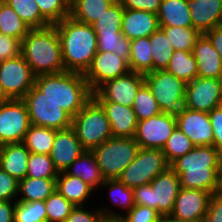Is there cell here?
I'll list each match as a JSON object with an SVG mask.
<instances>
[{"mask_svg": "<svg viewBox=\"0 0 222 222\" xmlns=\"http://www.w3.org/2000/svg\"><path fill=\"white\" fill-rule=\"evenodd\" d=\"M170 168L179 176L182 188L211 194L220 190L222 153L214 146H195L174 160Z\"/></svg>", "mask_w": 222, "mask_h": 222, "instance_id": "1", "label": "cell"}, {"mask_svg": "<svg viewBox=\"0 0 222 222\" xmlns=\"http://www.w3.org/2000/svg\"><path fill=\"white\" fill-rule=\"evenodd\" d=\"M54 25L61 41L65 71L84 74L98 51L97 35L92 26L78 22L71 16Z\"/></svg>", "mask_w": 222, "mask_h": 222, "instance_id": "2", "label": "cell"}, {"mask_svg": "<svg viewBox=\"0 0 222 222\" xmlns=\"http://www.w3.org/2000/svg\"><path fill=\"white\" fill-rule=\"evenodd\" d=\"M34 86L57 103L72 119L93 97L84 74L79 72L37 75Z\"/></svg>", "mask_w": 222, "mask_h": 222, "instance_id": "3", "label": "cell"}, {"mask_svg": "<svg viewBox=\"0 0 222 222\" xmlns=\"http://www.w3.org/2000/svg\"><path fill=\"white\" fill-rule=\"evenodd\" d=\"M21 55L36 76L65 71L55 25L30 29L21 41Z\"/></svg>", "mask_w": 222, "mask_h": 222, "instance_id": "4", "label": "cell"}, {"mask_svg": "<svg viewBox=\"0 0 222 222\" xmlns=\"http://www.w3.org/2000/svg\"><path fill=\"white\" fill-rule=\"evenodd\" d=\"M181 186L179 176L169 167L150 184L133 188L135 205L157 210L162 217L172 213Z\"/></svg>", "mask_w": 222, "mask_h": 222, "instance_id": "5", "label": "cell"}, {"mask_svg": "<svg viewBox=\"0 0 222 222\" xmlns=\"http://www.w3.org/2000/svg\"><path fill=\"white\" fill-rule=\"evenodd\" d=\"M71 127L82 147L88 151L113 137L104 108L94 97L74 116Z\"/></svg>", "mask_w": 222, "mask_h": 222, "instance_id": "6", "label": "cell"}, {"mask_svg": "<svg viewBox=\"0 0 222 222\" xmlns=\"http://www.w3.org/2000/svg\"><path fill=\"white\" fill-rule=\"evenodd\" d=\"M140 146L134 138L112 137L93 148L97 164L105 180L118 179L136 158Z\"/></svg>", "mask_w": 222, "mask_h": 222, "instance_id": "7", "label": "cell"}, {"mask_svg": "<svg viewBox=\"0 0 222 222\" xmlns=\"http://www.w3.org/2000/svg\"><path fill=\"white\" fill-rule=\"evenodd\" d=\"M144 82L158 102L162 113L176 117L181 112L185 103L186 82L166 69L144 74Z\"/></svg>", "mask_w": 222, "mask_h": 222, "instance_id": "8", "label": "cell"}, {"mask_svg": "<svg viewBox=\"0 0 222 222\" xmlns=\"http://www.w3.org/2000/svg\"><path fill=\"white\" fill-rule=\"evenodd\" d=\"M170 167L162 149L140 148L136 158L123 170L118 178L129 188L150 182Z\"/></svg>", "mask_w": 222, "mask_h": 222, "instance_id": "9", "label": "cell"}, {"mask_svg": "<svg viewBox=\"0 0 222 222\" xmlns=\"http://www.w3.org/2000/svg\"><path fill=\"white\" fill-rule=\"evenodd\" d=\"M28 109L30 123L55 130L72 126V118L54 101L33 86L22 99Z\"/></svg>", "mask_w": 222, "mask_h": 222, "instance_id": "10", "label": "cell"}, {"mask_svg": "<svg viewBox=\"0 0 222 222\" xmlns=\"http://www.w3.org/2000/svg\"><path fill=\"white\" fill-rule=\"evenodd\" d=\"M35 78L21 54L0 62V83L9 99H23L34 86Z\"/></svg>", "mask_w": 222, "mask_h": 222, "instance_id": "11", "label": "cell"}, {"mask_svg": "<svg viewBox=\"0 0 222 222\" xmlns=\"http://www.w3.org/2000/svg\"><path fill=\"white\" fill-rule=\"evenodd\" d=\"M30 125L28 109L22 99H10L0 106V146L22 143Z\"/></svg>", "mask_w": 222, "mask_h": 222, "instance_id": "12", "label": "cell"}, {"mask_svg": "<svg viewBox=\"0 0 222 222\" xmlns=\"http://www.w3.org/2000/svg\"><path fill=\"white\" fill-rule=\"evenodd\" d=\"M222 105V79L197 77L186 83L184 107L209 113Z\"/></svg>", "mask_w": 222, "mask_h": 222, "instance_id": "13", "label": "cell"}, {"mask_svg": "<svg viewBox=\"0 0 222 222\" xmlns=\"http://www.w3.org/2000/svg\"><path fill=\"white\" fill-rule=\"evenodd\" d=\"M143 83V73L129 71L125 75L103 83L93 92V97L96 100H106L132 107L136 93Z\"/></svg>", "mask_w": 222, "mask_h": 222, "instance_id": "14", "label": "cell"}, {"mask_svg": "<svg viewBox=\"0 0 222 222\" xmlns=\"http://www.w3.org/2000/svg\"><path fill=\"white\" fill-rule=\"evenodd\" d=\"M176 127L175 116L160 113L151 118L138 121L133 138L140 148L163 149Z\"/></svg>", "mask_w": 222, "mask_h": 222, "instance_id": "15", "label": "cell"}, {"mask_svg": "<svg viewBox=\"0 0 222 222\" xmlns=\"http://www.w3.org/2000/svg\"><path fill=\"white\" fill-rule=\"evenodd\" d=\"M130 71L128 62L114 52L97 51L90 67L84 73L89 88L94 92L108 80L125 75Z\"/></svg>", "mask_w": 222, "mask_h": 222, "instance_id": "16", "label": "cell"}, {"mask_svg": "<svg viewBox=\"0 0 222 222\" xmlns=\"http://www.w3.org/2000/svg\"><path fill=\"white\" fill-rule=\"evenodd\" d=\"M177 127L195 146H213V130L208 113L183 107L176 116Z\"/></svg>", "mask_w": 222, "mask_h": 222, "instance_id": "17", "label": "cell"}, {"mask_svg": "<svg viewBox=\"0 0 222 222\" xmlns=\"http://www.w3.org/2000/svg\"><path fill=\"white\" fill-rule=\"evenodd\" d=\"M211 195L204 190L181 187L170 216L185 221L204 220Z\"/></svg>", "mask_w": 222, "mask_h": 222, "instance_id": "18", "label": "cell"}, {"mask_svg": "<svg viewBox=\"0 0 222 222\" xmlns=\"http://www.w3.org/2000/svg\"><path fill=\"white\" fill-rule=\"evenodd\" d=\"M85 149L76 137L72 127L56 130L50 157L57 171L64 172Z\"/></svg>", "mask_w": 222, "mask_h": 222, "instance_id": "19", "label": "cell"}, {"mask_svg": "<svg viewBox=\"0 0 222 222\" xmlns=\"http://www.w3.org/2000/svg\"><path fill=\"white\" fill-rule=\"evenodd\" d=\"M107 115L113 137L133 138L138 120L132 107L106 100H97Z\"/></svg>", "mask_w": 222, "mask_h": 222, "instance_id": "20", "label": "cell"}, {"mask_svg": "<svg viewBox=\"0 0 222 222\" xmlns=\"http://www.w3.org/2000/svg\"><path fill=\"white\" fill-rule=\"evenodd\" d=\"M193 55L197 62L198 77L222 79V59L205 34L197 38Z\"/></svg>", "mask_w": 222, "mask_h": 222, "instance_id": "21", "label": "cell"}, {"mask_svg": "<svg viewBox=\"0 0 222 222\" xmlns=\"http://www.w3.org/2000/svg\"><path fill=\"white\" fill-rule=\"evenodd\" d=\"M192 28L201 34L222 25V0H189Z\"/></svg>", "mask_w": 222, "mask_h": 222, "instance_id": "22", "label": "cell"}, {"mask_svg": "<svg viewBox=\"0 0 222 222\" xmlns=\"http://www.w3.org/2000/svg\"><path fill=\"white\" fill-rule=\"evenodd\" d=\"M159 29L157 14L143 10L124 9L122 34L129 40L149 37Z\"/></svg>", "mask_w": 222, "mask_h": 222, "instance_id": "23", "label": "cell"}, {"mask_svg": "<svg viewBox=\"0 0 222 222\" xmlns=\"http://www.w3.org/2000/svg\"><path fill=\"white\" fill-rule=\"evenodd\" d=\"M30 151L23 143L4 144L0 146V168L17 181L27 175Z\"/></svg>", "mask_w": 222, "mask_h": 222, "instance_id": "24", "label": "cell"}, {"mask_svg": "<svg viewBox=\"0 0 222 222\" xmlns=\"http://www.w3.org/2000/svg\"><path fill=\"white\" fill-rule=\"evenodd\" d=\"M157 17L159 27L192 28L189 0H162Z\"/></svg>", "mask_w": 222, "mask_h": 222, "instance_id": "25", "label": "cell"}, {"mask_svg": "<svg viewBox=\"0 0 222 222\" xmlns=\"http://www.w3.org/2000/svg\"><path fill=\"white\" fill-rule=\"evenodd\" d=\"M65 172L71 176L80 178L94 190L105 181L94 154L88 150H85L74 160Z\"/></svg>", "mask_w": 222, "mask_h": 222, "instance_id": "26", "label": "cell"}, {"mask_svg": "<svg viewBox=\"0 0 222 222\" xmlns=\"http://www.w3.org/2000/svg\"><path fill=\"white\" fill-rule=\"evenodd\" d=\"M56 189L75 206H83L94 189L78 177L71 176L65 171L56 178Z\"/></svg>", "mask_w": 222, "mask_h": 222, "instance_id": "27", "label": "cell"}, {"mask_svg": "<svg viewBox=\"0 0 222 222\" xmlns=\"http://www.w3.org/2000/svg\"><path fill=\"white\" fill-rule=\"evenodd\" d=\"M56 190V178L25 177L19 181L18 200L21 202L45 201Z\"/></svg>", "mask_w": 222, "mask_h": 222, "instance_id": "28", "label": "cell"}, {"mask_svg": "<svg viewBox=\"0 0 222 222\" xmlns=\"http://www.w3.org/2000/svg\"><path fill=\"white\" fill-rule=\"evenodd\" d=\"M115 2V0H73L70 4V16L78 22L91 25Z\"/></svg>", "mask_w": 222, "mask_h": 222, "instance_id": "29", "label": "cell"}, {"mask_svg": "<svg viewBox=\"0 0 222 222\" xmlns=\"http://www.w3.org/2000/svg\"><path fill=\"white\" fill-rule=\"evenodd\" d=\"M166 70L186 83L197 78V62L193 51L175 50Z\"/></svg>", "mask_w": 222, "mask_h": 222, "instance_id": "30", "label": "cell"}, {"mask_svg": "<svg viewBox=\"0 0 222 222\" xmlns=\"http://www.w3.org/2000/svg\"><path fill=\"white\" fill-rule=\"evenodd\" d=\"M55 135V129L31 124L22 143L30 153L49 155L53 147Z\"/></svg>", "mask_w": 222, "mask_h": 222, "instance_id": "31", "label": "cell"}, {"mask_svg": "<svg viewBox=\"0 0 222 222\" xmlns=\"http://www.w3.org/2000/svg\"><path fill=\"white\" fill-rule=\"evenodd\" d=\"M152 60L150 36L131 40L128 62L130 71L146 74L152 71Z\"/></svg>", "mask_w": 222, "mask_h": 222, "instance_id": "32", "label": "cell"}, {"mask_svg": "<svg viewBox=\"0 0 222 222\" xmlns=\"http://www.w3.org/2000/svg\"><path fill=\"white\" fill-rule=\"evenodd\" d=\"M13 8L21 20L30 28H44L51 25L42 15L35 0H3Z\"/></svg>", "mask_w": 222, "mask_h": 222, "instance_id": "33", "label": "cell"}, {"mask_svg": "<svg viewBox=\"0 0 222 222\" xmlns=\"http://www.w3.org/2000/svg\"><path fill=\"white\" fill-rule=\"evenodd\" d=\"M152 52V71L165 70L168 67L174 49L165 32L159 28L150 36Z\"/></svg>", "mask_w": 222, "mask_h": 222, "instance_id": "34", "label": "cell"}, {"mask_svg": "<svg viewBox=\"0 0 222 222\" xmlns=\"http://www.w3.org/2000/svg\"><path fill=\"white\" fill-rule=\"evenodd\" d=\"M124 8L120 1H116L103 13L96 22L91 26L96 35H114L115 33H122Z\"/></svg>", "mask_w": 222, "mask_h": 222, "instance_id": "35", "label": "cell"}, {"mask_svg": "<svg viewBox=\"0 0 222 222\" xmlns=\"http://www.w3.org/2000/svg\"><path fill=\"white\" fill-rule=\"evenodd\" d=\"M29 30L13 8L0 0V33L22 41Z\"/></svg>", "mask_w": 222, "mask_h": 222, "instance_id": "36", "label": "cell"}, {"mask_svg": "<svg viewBox=\"0 0 222 222\" xmlns=\"http://www.w3.org/2000/svg\"><path fill=\"white\" fill-rule=\"evenodd\" d=\"M108 222H161L162 215L155 209L142 205H134L125 215L109 209L99 208Z\"/></svg>", "mask_w": 222, "mask_h": 222, "instance_id": "37", "label": "cell"}, {"mask_svg": "<svg viewBox=\"0 0 222 222\" xmlns=\"http://www.w3.org/2000/svg\"><path fill=\"white\" fill-rule=\"evenodd\" d=\"M132 109L134 110L138 121L162 113L158 102L145 82L140 86L136 93Z\"/></svg>", "mask_w": 222, "mask_h": 222, "instance_id": "38", "label": "cell"}, {"mask_svg": "<svg viewBox=\"0 0 222 222\" xmlns=\"http://www.w3.org/2000/svg\"><path fill=\"white\" fill-rule=\"evenodd\" d=\"M161 28L169 42L171 43L174 51H193L194 45L197 38L201 33L194 28H184V27H159Z\"/></svg>", "mask_w": 222, "mask_h": 222, "instance_id": "39", "label": "cell"}, {"mask_svg": "<svg viewBox=\"0 0 222 222\" xmlns=\"http://www.w3.org/2000/svg\"><path fill=\"white\" fill-rule=\"evenodd\" d=\"M47 222H65L76 207L56 189L45 201Z\"/></svg>", "mask_w": 222, "mask_h": 222, "instance_id": "40", "label": "cell"}, {"mask_svg": "<svg viewBox=\"0 0 222 222\" xmlns=\"http://www.w3.org/2000/svg\"><path fill=\"white\" fill-rule=\"evenodd\" d=\"M194 147L195 145L193 142L178 127H176L168 138L162 151L167 162L171 164L178 157L185 155Z\"/></svg>", "mask_w": 222, "mask_h": 222, "instance_id": "41", "label": "cell"}, {"mask_svg": "<svg viewBox=\"0 0 222 222\" xmlns=\"http://www.w3.org/2000/svg\"><path fill=\"white\" fill-rule=\"evenodd\" d=\"M97 47L98 51L114 52L118 57H122L129 62L131 40L126 38L122 33L97 35Z\"/></svg>", "mask_w": 222, "mask_h": 222, "instance_id": "42", "label": "cell"}, {"mask_svg": "<svg viewBox=\"0 0 222 222\" xmlns=\"http://www.w3.org/2000/svg\"><path fill=\"white\" fill-rule=\"evenodd\" d=\"M14 222H47L44 201H16Z\"/></svg>", "mask_w": 222, "mask_h": 222, "instance_id": "43", "label": "cell"}, {"mask_svg": "<svg viewBox=\"0 0 222 222\" xmlns=\"http://www.w3.org/2000/svg\"><path fill=\"white\" fill-rule=\"evenodd\" d=\"M59 172L50 155L30 153L27 164V177L57 178Z\"/></svg>", "mask_w": 222, "mask_h": 222, "instance_id": "44", "label": "cell"}, {"mask_svg": "<svg viewBox=\"0 0 222 222\" xmlns=\"http://www.w3.org/2000/svg\"><path fill=\"white\" fill-rule=\"evenodd\" d=\"M102 186L109 188L110 199L113 202V205L124 208L125 210H127V213L135 205L133 189L127 187L119 179L105 180Z\"/></svg>", "mask_w": 222, "mask_h": 222, "instance_id": "45", "label": "cell"}, {"mask_svg": "<svg viewBox=\"0 0 222 222\" xmlns=\"http://www.w3.org/2000/svg\"><path fill=\"white\" fill-rule=\"evenodd\" d=\"M41 15L51 24L61 22L70 16V3L67 0H35Z\"/></svg>", "mask_w": 222, "mask_h": 222, "instance_id": "46", "label": "cell"}, {"mask_svg": "<svg viewBox=\"0 0 222 222\" xmlns=\"http://www.w3.org/2000/svg\"><path fill=\"white\" fill-rule=\"evenodd\" d=\"M65 222H108L100 209L91 212L84 209L83 206H76Z\"/></svg>", "mask_w": 222, "mask_h": 222, "instance_id": "47", "label": "cell"}, {"mask_svg": "<svg viewBox=\"0 0 222 222\" xmlns=\"http://www.w3.org/2000/svg\"><path fill=\"white\" fill-rule=\"evenodd\" d=\"M19 181L0 168V201H12L18 195Z\"/></svg>", "mask_w": 222, "mask_h": 222, "instance_id": "48", "label": "cell"}, {"mask_svg": "<svg viewBox=\"0 0 222 222\" xmlns=\"http://www.w3.org/2000/svg\"><path fill=\"white\" fill-rule=\"evenodd\" d=\"M21 54V40L0 33V62Z\"/></svg>", "mask_w": 222, "mask_h": 222, "instance_id": "49", "label": "cell"}, {"mask_svg": "<svg viewBox=\"0 0 222 222\" xmlns=\"http://www.w3.org/2000/svg\"><path fill=\"white\" fill-rule=\"evenodd\" d=\"M214 134L213 146L222 153V105L208 113Z\"/></svg>", "mask_w": 222, "mask_h": 222, "instance_id": "50", "label": "cell"}, {"mask_svg": "<svg viewBox=\"0 0 222 222\" xmlns=\"http://www.w3.org/2000/svg\"><path fill=\"white\" fill-rule=\"evenodd\" d=\"M204 222H222V191L211 195Z\"/></svg>", "mask_w": 222, "mask_h": 222, "instance_id": "51", "label": "cell"}, {"mask_svg": "<svg viewBox=\"0 0 222 222\" xmlns=\"http://www.w3.org/2000/svg\"><path fill=\"white\" fill-rule=\"evenodd\" d=\"M162 0H120L124 9L143 10L157 14Z\"/></svg>", "mask_w": 222, "mask_h": 222, "instance_id": "52", "label": "cell"}, {"mask_svg": "<svg viewBox=\"0 0 222 222\" xmlns=\"http://www.w3.org/2000/svg\"><path fill=\"white\" fill-rule=\"evenodd\" d=\"M204 34L208 37L222 59V25L216 26Z\"/></svg>", "mask_w": 222, "mask_h": 222, "instance_id": "53", "label": "cell"}, {"mask_svg": "<svg viewBox=\"0 0 222 222\" xmlns=\"http://www.w3.org/2000/svg\"><path fill=\"white\" fill-rule=\"evenodd\" d=\"M15 204L16 201H0V222H14Z\"/></svg>", "mask_w": 222, "mask_h": 222, "instance_id": "54", "label": "cell"}, {"mask_svg": "<svg viewBox=\"0 0 222 222\" xmlns=\"http://www.w3.org/2000/svg\"><path fill=\"white\" fill-rule=\"evenodd\" d=\"M161 222H204V220H199V221H185V220L176 219V218L168 215V216H163Z\"/></svg>", "mask_w": 222, "mask_h": 222, "instance_id": "55", "label": "cell"}, {"mask_svg": "<svg viewBox=\"0 0 222 222\" xmlns=\"http://www.w3.org/2000/svg\"><path fill=\"white\" fill-rule=\"evenodd\" d=\"M9 100H10L9 97L5 94V92L1 86V83H0V106L7 103Z\"/></svg>", "mask_w": 222, "mask_h": 222, "instance_id": "56", "label": "cell"}, {"mask_svg": "<svg viewBox=\"0 0 222 222\" xmlns=\"http://www.w3.org/2000/svg\"><path fill=\"white\" fill-rule=\"evenodd\" d=\"M220 191H222V169H221V176H220Z\"/></svg>", "mask_w": 222, "mask_h": 222, "instance_id": "57", "label": "cell"}]
</instances>
